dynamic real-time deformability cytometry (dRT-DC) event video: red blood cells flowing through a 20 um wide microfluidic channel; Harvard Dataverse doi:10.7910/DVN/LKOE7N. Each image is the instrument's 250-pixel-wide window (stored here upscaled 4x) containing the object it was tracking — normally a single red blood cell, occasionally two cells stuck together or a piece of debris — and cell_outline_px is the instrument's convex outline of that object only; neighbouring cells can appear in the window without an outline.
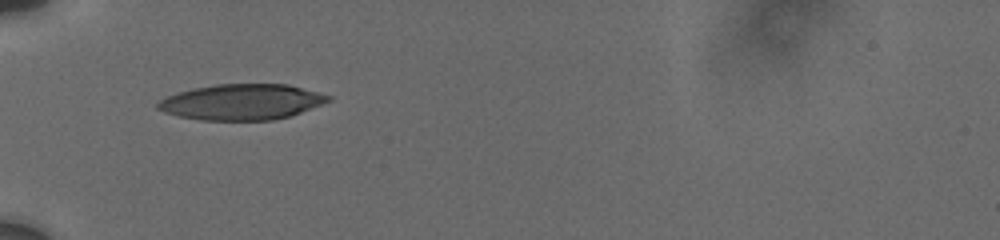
{"species": "human", "species_latin": "Homo sapiens", "temperature_condition": "cold", "stored_images_in_passage": 17, "camera_frame_rate_fps": 3000, "um_per_image_px": 0.085, "donor": {"sex": "male"}, "frame": {"image": 1, "passage_image": 1, "time_ms": 0.0, "image_size_px": [1000, 240], "cell_outline_px": [[332, 100], [300, 112], [288, 116], [272, 120], [200, 120], [180, 116], [164, 112], [156, 108], [156, 104], [160, 100], [168, 96], [180, 92], [196, 88], [216, 84], [288, 84], [332, 96]], "centroid_in_image_um": [20.55, 8.67], "position_along_channel_um": 64.4, "area_um2": 35.14}}
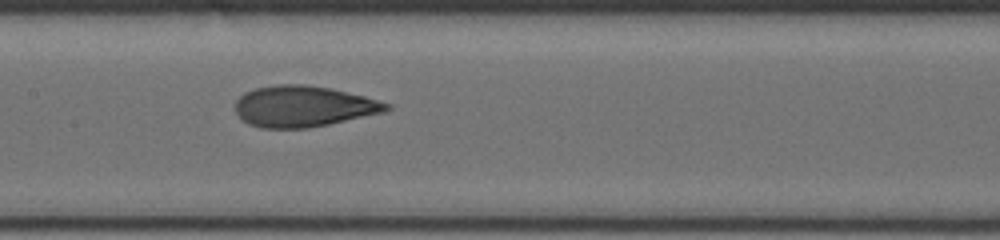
{"frame": {"image": 2, "passage_image": 14, "time_ms": 3.333, "image_size_px": [1000, 240], "cell_outline_px": [[392, 108], [384, 112], [328, 124], [308, 128], [260, 128], [248, 124], [236, 112], [236, 100], [244, 92], [256, 88], [276, 84], [304, 84], [328, 88], [364, 96], [392, 104]], "centroid_in_image_um": [25.79, 9.04], "position_along_channel_um": 181.6, "area_um2": 36.01}}
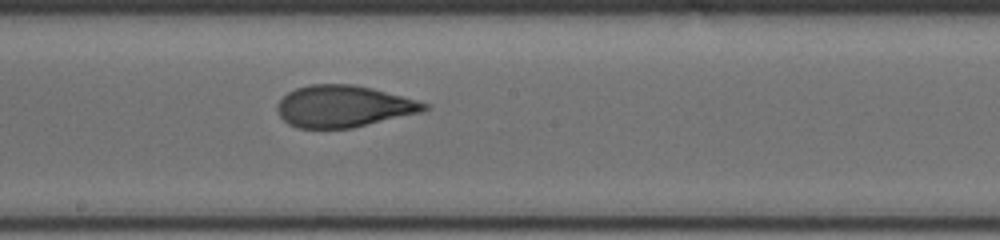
{"frame": {"image": 3, "passage_image": 17, "time_ms": 4.333, "image_size_px": [1000, 240], "cell_outline_px": [[432, 108], [424, 112], [352, 128], [296, 128], [288, 124], [280, 116], [276, 108], [276, 104], [288, 92], [296, 88], [312, 84], [352, 84], [372, 88], [416, 100], [428, 104]], "centroid_in_image_um": [29.21, 9.04], "position_along_channel_um": 219.0, "area_um2": 35.89}}